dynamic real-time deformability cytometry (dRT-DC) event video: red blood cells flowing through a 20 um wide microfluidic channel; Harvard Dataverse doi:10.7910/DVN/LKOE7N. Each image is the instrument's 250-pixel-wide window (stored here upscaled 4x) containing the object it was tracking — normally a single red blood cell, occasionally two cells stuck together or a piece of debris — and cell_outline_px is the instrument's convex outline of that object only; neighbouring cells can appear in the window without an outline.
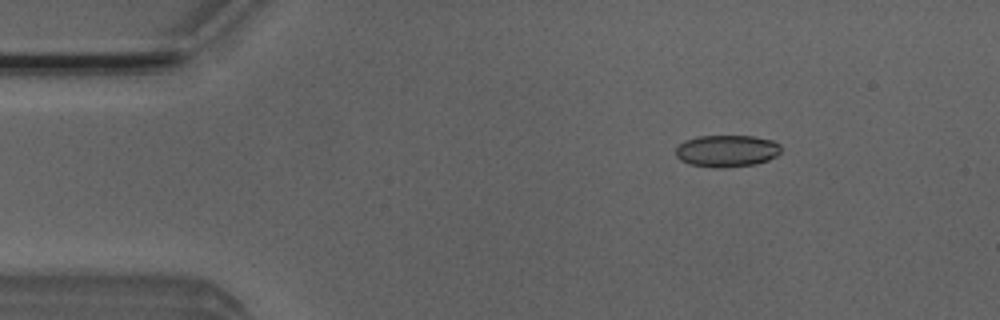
{"species": "Egyptian fruit bat (a non-hibernating species)", "species_latin": "Rousettus aegyptiacus", "temperature_condition": "room temperature", "stored_images_in_passage": 45, "camera_frame_rate_fps": 3000, "um_per_image_px": 0.085, "animal": {"sex": "male"}, "frame": {"image": 1, "passage_image": 1, "time_ms": 0.0, "image_size_px": [1000, 320], "cell_outline_px": [[780, 152], [776, 156], [768, 160], [756, 164], [720, 168], [712, 168], [692, 164], [680, 160], [676, 156], [676, 148], [684, 140], [700, 136], [752, 136], [772, 140], [780, 144]], "centroid_in_image_um": [61.78, 12.83], "position_along_channel_um": 23.2, "area_um2": 19.59}}
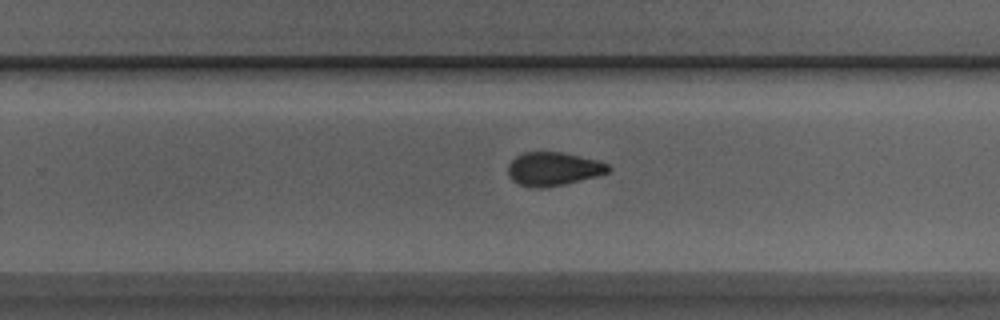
{"frame": {"image": 2, "passage_image": 26, "time_ms": 8.333, "image_size_px": [1000, 320], "cell_outline_px": [[612, 168], [608, 172], [596, 176], [564, 184], [544, 188], [528, 188], [512, 180], [508, 176], [508, 164], [516, 156], [524, 152], [560, 152], [596, 160], [608, 164]], "centroid_in_image_um": [47.0, 14.37], "position_along_channel_um": 282.8, "area_um2": 19.54}}
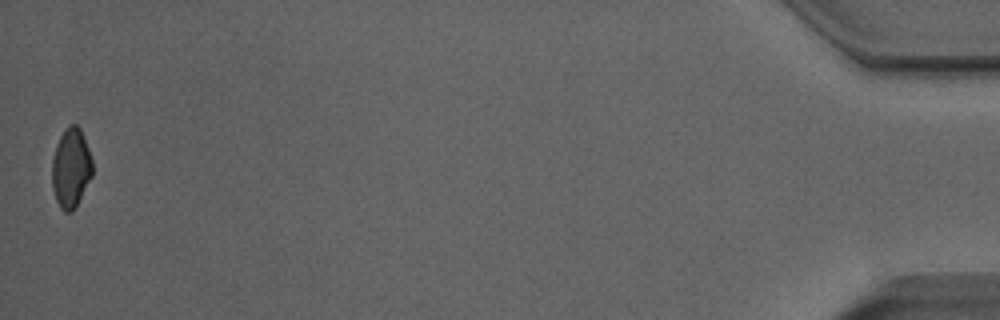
{"frame": {"image": 3, "passage_image": 45, "time_ms": 14.667, "image_size_px": [1000, 320], "cell_outline_px": [[92, 176], [72, 212], [64, 212], [60, 208], [56, 200], [52, 188], [52, 160], [56, 144], [60, 136], [68, 124], [76, 124], [80, 128], [88, 148], [92, 160]], "centroid_in_image_um": [6.01, 14.27], "position_along_channel_um": 429.2, "area_um2": 18.67}, "authors_computed_cell_mechanics": {"area_um2": 19.7098, "velocity_mm_per_s": 3.9287, "shape_relaxation_time_tau1_ms": 8.5536, "shape_relaxation_time_tau2_ms": 1.4082, "deformation_change_tau1": 0.1634, "deformation_change_tau2": 0.0614}}